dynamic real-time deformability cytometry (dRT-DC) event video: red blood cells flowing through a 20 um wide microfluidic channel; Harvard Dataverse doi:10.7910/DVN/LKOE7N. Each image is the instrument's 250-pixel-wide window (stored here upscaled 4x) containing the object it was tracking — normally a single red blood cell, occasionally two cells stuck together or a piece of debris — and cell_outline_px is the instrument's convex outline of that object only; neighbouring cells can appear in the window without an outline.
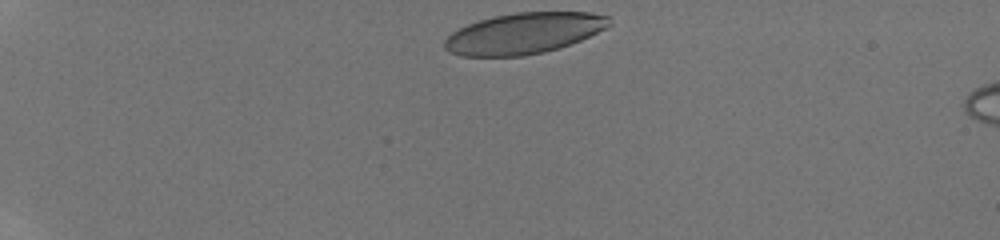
{"species": "human", "species_latin": "Homo sapiens", "temperature_condition": "room temperature", "stored_images_in_passage": 36, "camera_frame_rate_fps": 3000, "um_per_image_px": 0.085, "donor": {"sex": "male"}, "frame": {"image": 1, "passage_image": 1, "time_ms": 0.0, "image_size_px": [1000, 240], "cell_outline_px": [[612, 24], [580, 40], [544, 52], [520, 56], [460, 56], [448, 52], [444, 48], [444, 40], [452, 32], [468, 24], [480, 20], [496, 16], [516, 12], [588, 12], [608, 16], [612, 20]], "centroid_in_image_um": [44.5, 2.83], "position_along_channel_um": 40.5, "area_um2": 39.02}}
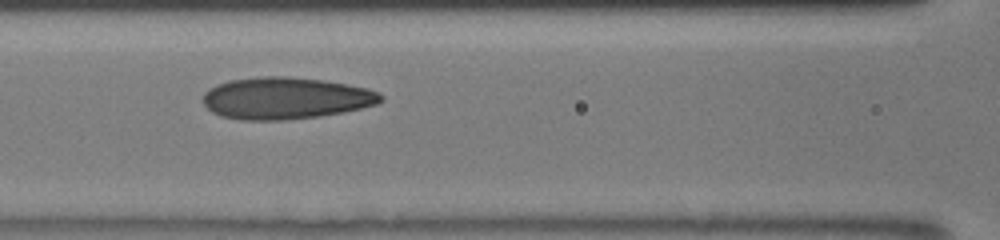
{"frame": {"image": 2, "passage_image": 14, "time_ms": 4.333, "image_size_px": [1000, 240], "cell_outline_px": [[384, 100], [376, 104], [360, 108], [320, 116], [284, 120], [240, 120], [220, 116], [212, 112], [204, 104], [204, 92], [208, 88], [216, 84], [228, 80], [256, 76], [284, 76], [324, 80], [368, 88], [384, 96]], "centroid_in_image_um": [24.24, 8.34], "position_along_channel_um": 142.4, "area_um2": 43.52}}
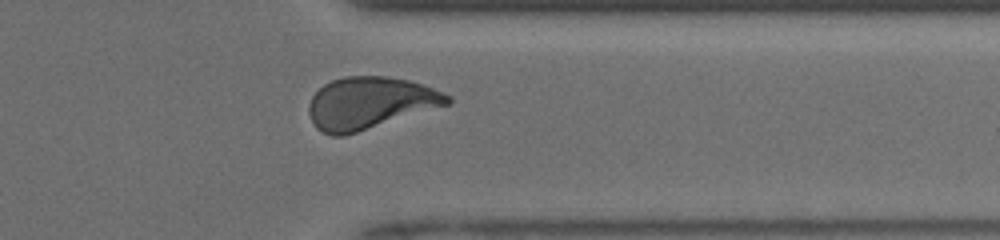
{"frame": {"image": 3, "passage_image": 31, "time_ms": 10.0, "image_size_px": [1000, 240], "cell_outline_px": [[452, 100], [448, 104], [344, 136], [332, 136], [316, 128], [308, 112], [308, 108], [312, 96], [324, 84], [332, 80], [344, 76], [384, 76], [408, 80], [432, 88], [452, 96]], "centroid_in_image_um": [31.41, 8.75], "position_along_channel_um": 380.0, "area_um2": 41.5}, "authors_computed_cell_mechanics": {"area_um2": 41.7605, "velocity_mm_per_s": 4.198, "shape_relaxation_time_tau1_ms": 7.7025, "shape_relaxation_time_tau2_ms": 0.9204, "deformation_change_tau1": 0.2325, "deformation_change_tau2": 0.0639}}